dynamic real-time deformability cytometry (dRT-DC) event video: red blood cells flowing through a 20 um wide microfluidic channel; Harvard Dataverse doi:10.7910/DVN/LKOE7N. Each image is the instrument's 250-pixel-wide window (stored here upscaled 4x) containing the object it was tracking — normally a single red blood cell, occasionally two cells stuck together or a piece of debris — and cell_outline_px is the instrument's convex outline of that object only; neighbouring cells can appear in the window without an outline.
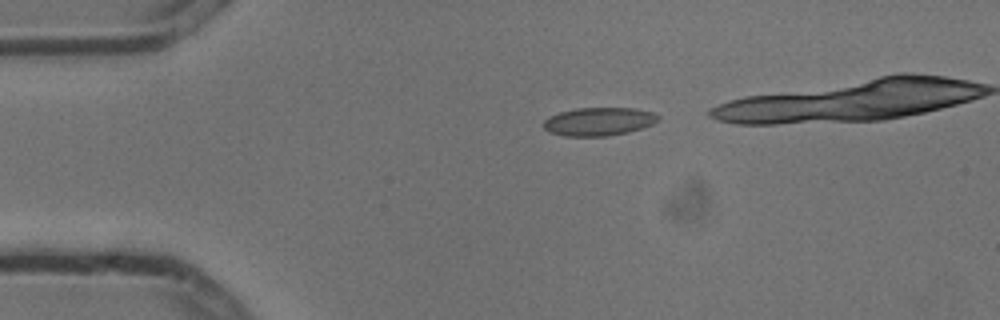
{"species": "common noctule bat (a hibernating species)", "species_latin": "Nyctalus noctula", "temperature_condition": "cold", "stored_images_in_passage": 6, "segment_of_instrument_passage": [1, 2], "camera_frame_rate_fps": 3000, "um_per_image_px": 0.085, "animal": {"sex": "male", "body_mass_g": 13.3}, "frame": {"image": 1, "passage_image": 1, "time_ms": 0.0, "image_size_px": [1000, 320], "cell_outline_px": [[660, 116], [652, 124], [628, 132], [608, 136], [564, 136], [548, 132], [544, 128], [544, 120], [548, 116], [560, 112], [576, 108], [636, 108], [652, 112]], "centroid_in_image_um": [50.86, 10.33], "position_along_channel_um": 34.1, "area_um2": 18.84}}
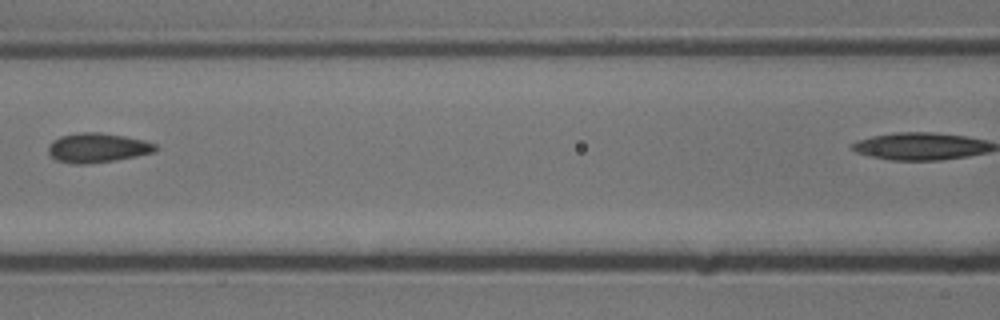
{"frame": {"image": 2, "passage_image": 5, "time_ms": 1.333, "image_size_px": [1000, 320], "cell_outline_px": [[156, 152], [116, 160], [84, 164], [76, 164], [56, 160], [48, 152], [48, 144], [52, 140], [60, 136], [80, 132], [100, 132], [124, 136], [144, 140], [156, 144]], "centroid_in_image_um": [8.27, 12.55], "position_along_channel_um": 158.3, "area_um2": 18.44}}